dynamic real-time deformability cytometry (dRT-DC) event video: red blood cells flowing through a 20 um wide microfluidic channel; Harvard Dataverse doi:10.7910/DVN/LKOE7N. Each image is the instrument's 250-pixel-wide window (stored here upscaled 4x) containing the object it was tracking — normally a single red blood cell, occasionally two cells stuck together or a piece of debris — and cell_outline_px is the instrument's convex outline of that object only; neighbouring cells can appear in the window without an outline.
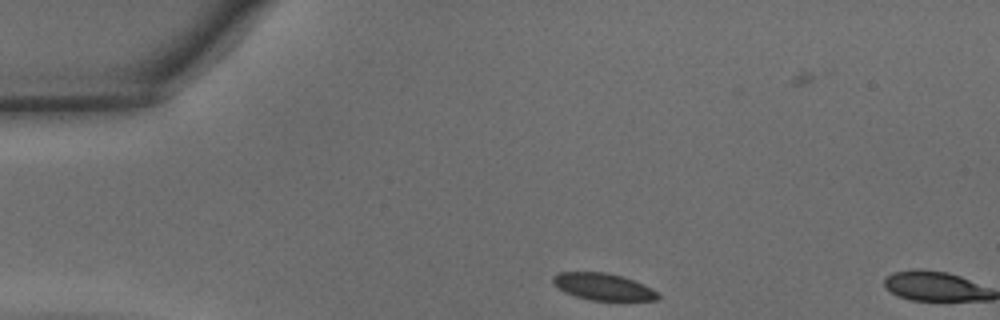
{"species": "common noctule bat (a hibernating species)", "species_latin": "Nyctalus noctula", "temperature_condition": "warm", "stored_images_in_passage": 3, "camera_frame_rate_fps": 3000, "um_per_image_px": 0.085, "animal": {"sex": "male", "body_mass_g": 15.6}, "frame": {"image": 1, "passage_image": 2, "time_ms": 0.333, "image_size_px": [1000, 320], "cell_outline_px": [[660, 296], [656, 300], [592, 300], [576, 296], [564, 292], [552, 284], [552, 276], [556, 272], [604, 272], [620, 276], [632, 280], [656, 292]], "centroid_in_image_um": [51.16, 24.36], "position_along_channel_um": 33.8, "area_um2": 16.13}}